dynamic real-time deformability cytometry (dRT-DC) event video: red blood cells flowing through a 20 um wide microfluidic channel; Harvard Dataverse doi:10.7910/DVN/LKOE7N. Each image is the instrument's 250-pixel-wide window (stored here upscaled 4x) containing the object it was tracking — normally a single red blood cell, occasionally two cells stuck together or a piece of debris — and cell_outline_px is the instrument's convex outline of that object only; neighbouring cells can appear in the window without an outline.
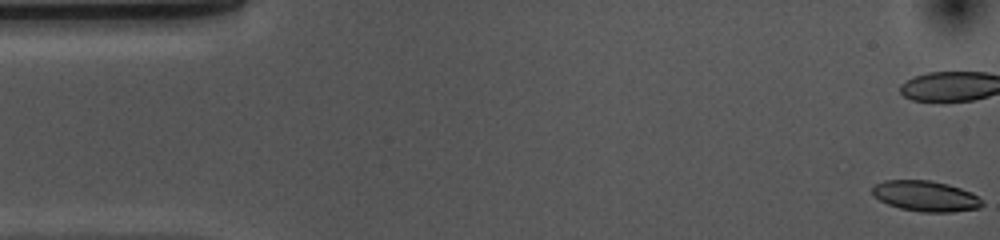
{"species": "common noctule bat (a hibernating species)", "species_latin": "Nyctalus noctula", "temperature_condition": "cold", "stored_images_in_passage": 12, "camera_frame_rate_fps": 3000, "um_per_image_px": 0.085, "animal": {"sex": "female", "body_mass_g": 10.0, "forearm_length_mm": 53.1}, "frame": {"image": 1, "passage_image": 1, "time_ms": 0.0, "image_size_px": [1000, 240], "cell_outline_px": [[984, 204], [980, 208], [952, 212], [920, 212], [900, 208], [888, 204], [880, 200], [872, 192], [872, 188], [876, 184], [884, 180], [932, 180], [948, 184], [972, 192]], "centroid_in_image_um": [78.69, 16.67], "position_along_channel_um": 6.3, "area_um2": 19.54}}